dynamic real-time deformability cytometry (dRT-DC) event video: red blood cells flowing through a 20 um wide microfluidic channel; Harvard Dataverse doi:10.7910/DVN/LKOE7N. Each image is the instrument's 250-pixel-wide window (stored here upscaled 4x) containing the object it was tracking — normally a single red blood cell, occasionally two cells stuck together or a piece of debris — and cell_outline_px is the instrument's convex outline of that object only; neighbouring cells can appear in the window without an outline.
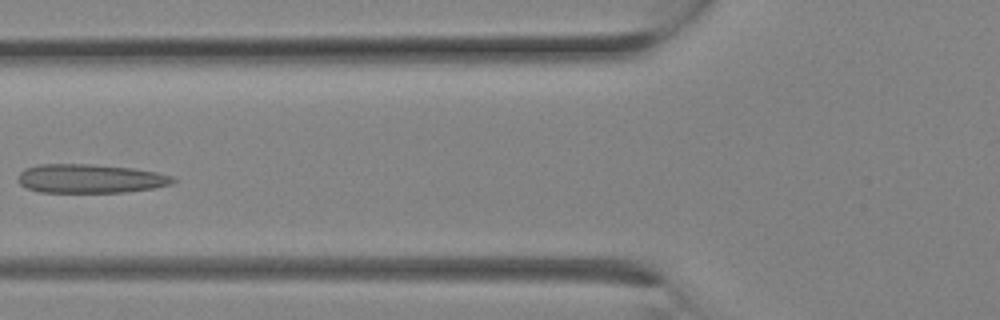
{"species": "Egyptian fruit bat (a non-hibernating species)", "species_latin": "Rousettus aegyptiacus", "temperature_condition": "room temperature", "stored_images_in_passage": 14, "camera_frame_rate_fps": 3000, "um_per_image_px": 0.085, "animal": {"sex": "female"}, "frame": {"image": 1, "passage_image": 7, "time_ms": 2.0, "image_size_px": [1000, 320], "cell_outline_px": [[176, 180], [172, 184], [152, 188], [124, 192], [40, 192], [24, 188], [16, 180], [16, 176], [24, 168], [36, 164], [92, 164], [132, 168], [156, 172], [172, 176]], "centroid_in_image_um": [7.59, 15.17], "position_along_channel_um": 118.2, "area_um2": 26.3}}
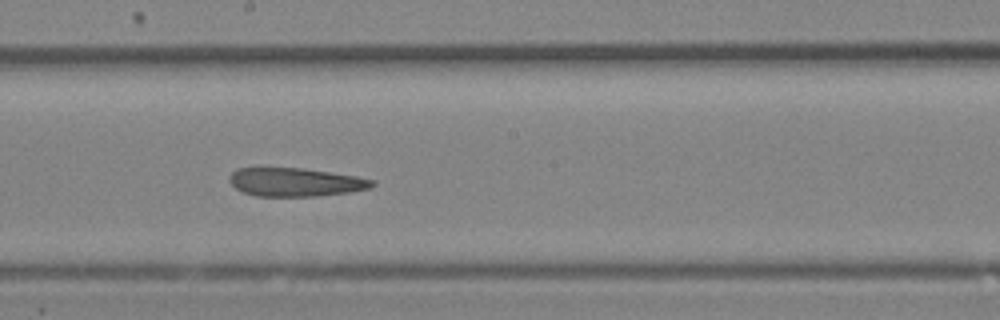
{"frame": {"image": 2, "passage_image": 11, "time_ms": 3.333, "image_size_px": [1000, 320], "cell_outline_px": [[376, 184], [368, 188], [348, 192], [316, 196], [256, 196], [244, 192], [236, 188], [228, 180], [228, 176], [236, 168], [304, 168], [356, 176], [376, 180]], "centroid_in_image_um": [25.1, 15.47], "position_along_channel_um": 223.1, "area_um2": 23.64}}
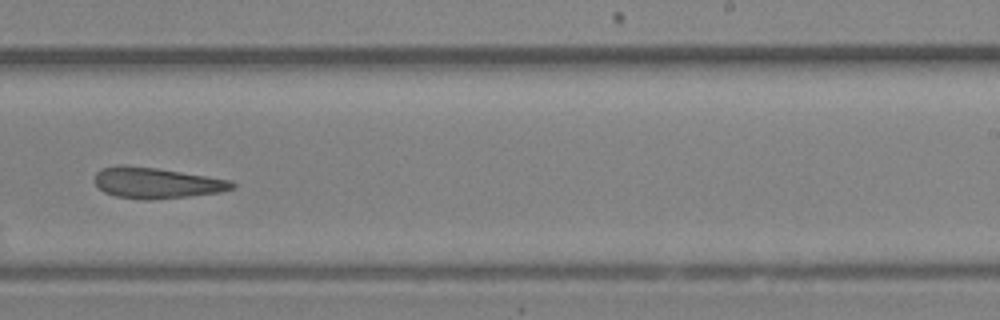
{"frame": {"image": 3, "passage_image": 13, "time_ms": 4.0, "image_size_px": [1000, 320], "cell_outline_px": [[236, 188], [220, 192], [188, 196], [152, 200], [148, 200], [116, 196], [104, 192], [96, 184], [96, 172], [104, 168], [120, 164], [156, 168], [232, 180], [236, 184]], "centroid_in_image_um": [13.34, 15.55], "position_along_channel_um": 275.7, "area_um2": 24.57}}